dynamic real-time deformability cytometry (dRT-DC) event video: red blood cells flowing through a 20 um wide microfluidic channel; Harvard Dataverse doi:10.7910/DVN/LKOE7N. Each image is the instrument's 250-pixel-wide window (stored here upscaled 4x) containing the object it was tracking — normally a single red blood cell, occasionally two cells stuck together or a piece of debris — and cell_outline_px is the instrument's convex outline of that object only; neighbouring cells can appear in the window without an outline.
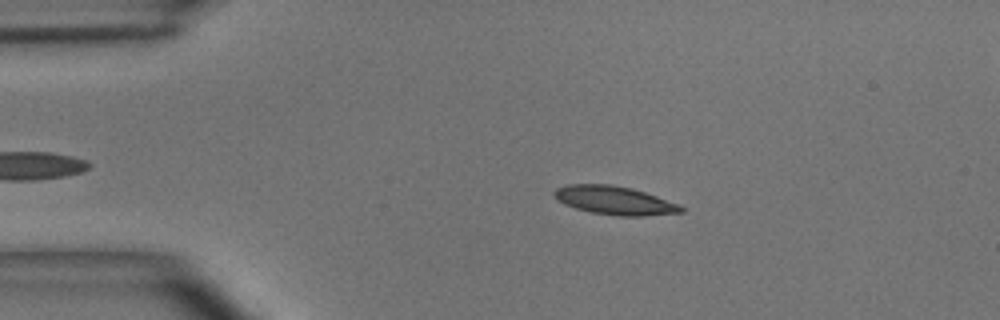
{"species": "common noctule bat (a hibernating species)", "species_latin": "Nyctalus noctula", "temperature_condition": "room temperature", "stored_images_in_passage": 50, "camera_frame_rate_fps": 3000, "um_per_image_px": 0.085, "animal": {"sex": "male", "body_mass_g": 15.6}, "frame": {"image": 1, "passage_image": 9, "time_ms": 2.667, "image_size_px": [1000, 320], "cell_outline_px": [[684, 212], [644, 216], [620, 216], [592, 212], [576, 208], [564, 204], [552, 196], [552, 192], [556, 188], [568, 184], [612, 184], [632, 188], [680, 204], [684, 208]], "centroid_in_image_um": [52.23, 17.03], "position_along_channel_um": 32.8, "area_um2": 21.15}}
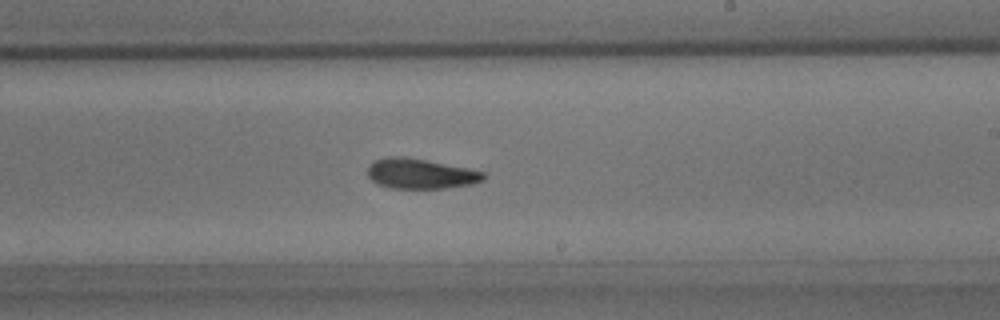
{"frame": {"image": 2, "passage_image": 29, "time_ms": 9.333, "image_size_px": [1000, 320], "cell_outline_px": [[488, 176], [484, 180], [472, 184], [444, 188], [392, 188], [376, 184], [368, 176], [368, 164], [376, 160], [388, 156], [400, 156], [424, 160], [468, 168], [484, 172]], "centroid_in_image_um": [35.74, 14.77], "position_along_channel_um": 253.3, "area_um2": 20.29}}
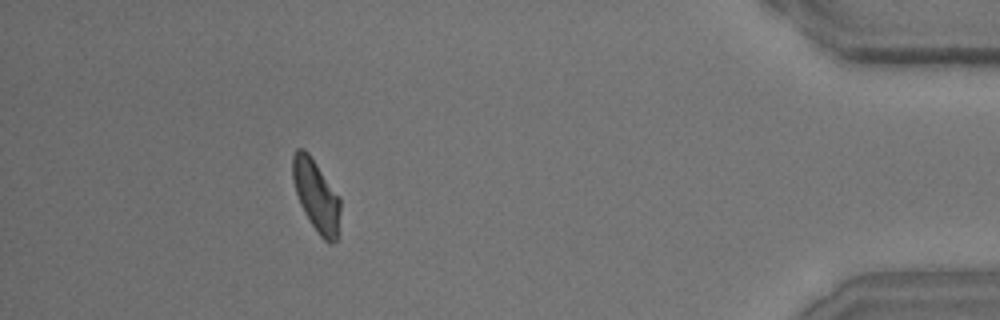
{"frame": {"image": 3, "passage_image": 45, "time_ms": 14.667, "image_size_px": [1000, 320], "cell_outline_px": [[340, 212], [336, 240], [332, 244], [328, 244], [320, 236], [304, 212], [300, 204], [292, 180], [292, 156], [296, 148], [304, 148], [308, 152], [340, 196]], "centroid_in_image_um": [26.87, 16.6], "position_along_channel_um": 408.3, "area_um2": 19.94}, "authors_computed_cell_mechanics": {"area_um2": 20.2589, "velocity_mm_per_s": 3.9265, "shape_relaxation_time_tau1_ms": 6.1, "shape_relaxation_time_tau2_ms": 3.2538, "deformation_change_tau1": 0.1486, "deformation_change_tau2": 0.0968}}